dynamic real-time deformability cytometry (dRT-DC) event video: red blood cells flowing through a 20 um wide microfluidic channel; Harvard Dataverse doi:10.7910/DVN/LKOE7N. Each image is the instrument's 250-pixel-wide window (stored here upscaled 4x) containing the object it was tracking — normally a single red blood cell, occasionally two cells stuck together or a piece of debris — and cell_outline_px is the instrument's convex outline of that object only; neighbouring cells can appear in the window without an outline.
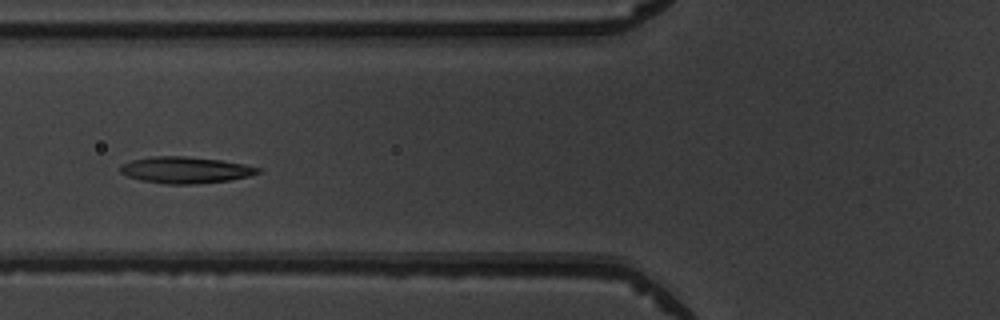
{"species": "common noctule bat (a hibernating species)", "species_latin": "Nyctalus noctula", "temperature_condition": "warm", "stored_images_in_passage": 4, "camera_frame_rate_fps": 3000, "um_per_image_px": 0.085, "animal": {"sex": "male", "body_mass_g": 19.5, "forearm_length_mm": 54.6}, "frame": {"image": 1, "passage_image": 4, "time_ms": 3.667, "image_size_px": [1000, 320], "cell_outline_px": [[264, 168], [260, 172], [248, 176], [228, 180], [192, 184], [168, 184], [140, 180], [128, 176], [120, 172], [120, 164], [132, 160], [152, 156], [184, 156], [220, 160], [244, 164]], "centroid_in_image_um": [15.76, 14.44], "position_along_channel_um": 110.0, "area_um2": 21.15}}